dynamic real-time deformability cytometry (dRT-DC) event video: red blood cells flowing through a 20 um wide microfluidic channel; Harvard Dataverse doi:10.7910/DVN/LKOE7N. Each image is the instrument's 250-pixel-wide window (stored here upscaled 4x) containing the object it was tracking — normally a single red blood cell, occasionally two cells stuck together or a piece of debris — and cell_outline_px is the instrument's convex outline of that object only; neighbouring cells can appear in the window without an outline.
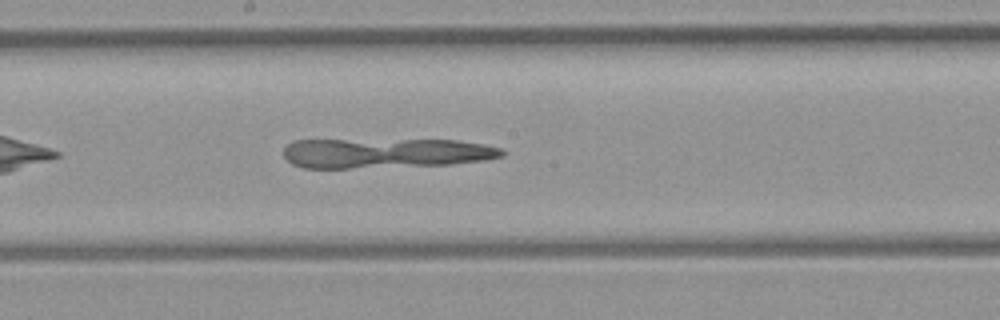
{"species": "common noctule bat (a hibernating species)", "species_latin": "Nyctalus noctula", "temperature_condition": "room temperature", "stored_images_in_passage": 35, "camera_frame_rate_fps": 3000, "um_per_image_px": 0.085, "animal": {"sex": "female", "body_mass_g": 21.9}, "frame": {"image": 1, "passage_image": 12, "time_ms": 3.667, "image_size_px": [1000, 320], "cell_outline_px": [[504, 156], [488, 160], [452, 164], [348, 168], [304, 168], [292, 164], [284, 156], [284, 148], [292, 140], [456, 140], [484, 144], [500, 148], [504, 152]], "centroid_in_image_um": [32.78, 13.01], "position_along_channel_um": 215.4, "area_um2": 38.03}}